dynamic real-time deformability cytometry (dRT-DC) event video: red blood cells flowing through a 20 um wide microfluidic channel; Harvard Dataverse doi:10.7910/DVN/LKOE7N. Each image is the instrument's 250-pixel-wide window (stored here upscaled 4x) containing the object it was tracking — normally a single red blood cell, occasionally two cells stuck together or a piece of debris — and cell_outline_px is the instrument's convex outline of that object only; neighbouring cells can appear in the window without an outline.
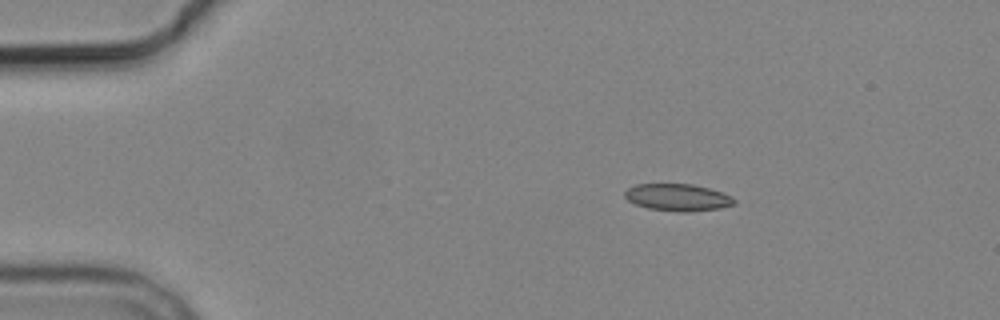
{"species": "common noctule bat (a hibernating species)", "species_latin": "Nyctalus noctula", "temperature_condition": "cold", "stored_images_in_passage": 4, "segment_of_instrument_passage": [1, 2], "camera_frame_rate_fps": 3000, "um_per_image_px": 0.085, "animal": {"sex": "male", "body_mass_g": 19.2, "forearm_length_mm": 51.8}, "frame": {"image": 1, "passage_image": 1, "time_ms": 0.0, "image_size_px": [1000, 320], "cell_outline_px": [[736, 204], [720, 208], [688, 212], [680, 212], [648, 208], [636, 204], [628, 200], [624, 196], [624, 192], [628, 188], [636, 184], [692, 184], [724, 192], [732, 196], [736, 200]], "centroid_in_image_um": [57.64, 16.78], "position_along_channel_um": 27.4, "area_um2": 17.34}}